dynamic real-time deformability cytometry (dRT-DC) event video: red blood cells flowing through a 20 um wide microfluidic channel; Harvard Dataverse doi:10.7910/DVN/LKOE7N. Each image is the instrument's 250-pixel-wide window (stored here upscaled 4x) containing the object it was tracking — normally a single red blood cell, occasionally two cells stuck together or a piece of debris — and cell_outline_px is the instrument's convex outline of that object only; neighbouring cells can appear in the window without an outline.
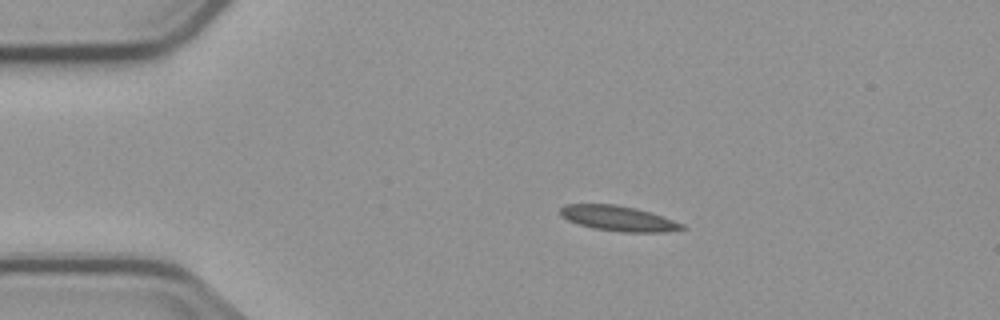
{"species": "common noctule bat (a hibernating species)", "species_latin": "Nyctalus noctula", "temperature_condition": "cold", "stored_images_in_passage": 6, "camera_frame_rate_fps": 3000, "um_per_image_px": 0.085, "animal": {"sex": "male", "body_mass_g": 23.1, "forearm_length_mm": 52.7}, "frame": {"image": 1, "passage_image": 2, "time_ms": 1.333, "image_size_px": [1000, 320], "cell_outline_px": [[688, 228], [664, 232], [624, 232], [596, 228], [580, 224], [568, 220], [560, 216], [560, 208], [564, 204], [616, 204], [636, 208], [684, 224]], "centroid_in_image_um": [52.54, 18.56], "position_along_channel_um": 32.5, "area_um2": 17.63}}
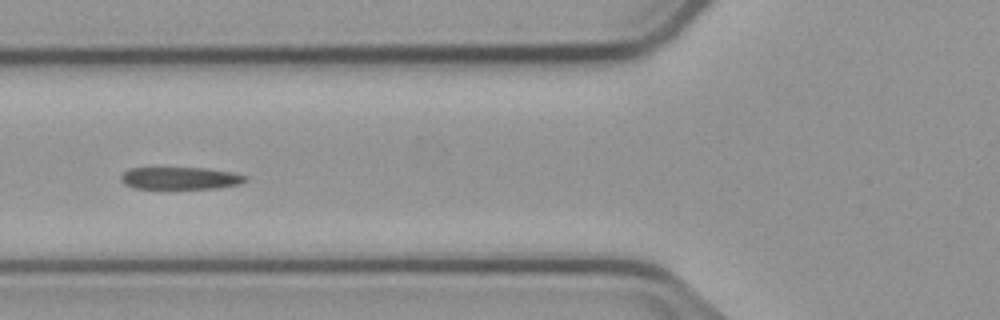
{"frame": {"image": 2, "passage_image": 5, "time_ms": 4.667, "image_size_px": [1000, 320], "cell_outline_px": [[248, 180], [240, 184], [216, 188], [132, 188], [124, 184], [120, 180], [120, 176], [128, 168], [204, 168], [232, 172], [248, 176]], "centroid_in_image_um": [15.32, 15.14], "position_along_channel_um": 110.5, "area_um2": 16.18}}
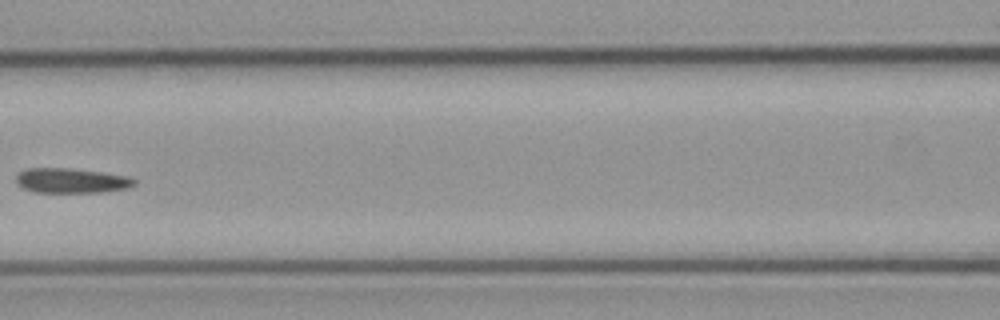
{"frame": {"image": 3, "passage_image": 6, "time_ms": 6.0, "image_size_px": [1000, 320], "cell_outline_px": [[136, 184], [128, 188], [100, 192], [36, 192], [24, 188], [16, 184], [16, 176], [20, 172], [28, 168], [72, 168], [128, 176], [136, 180]], "centroid_in_image_um": [6.07, 15.35], "position_along_channel_um": 160.5, "area_um2": 17.05}}